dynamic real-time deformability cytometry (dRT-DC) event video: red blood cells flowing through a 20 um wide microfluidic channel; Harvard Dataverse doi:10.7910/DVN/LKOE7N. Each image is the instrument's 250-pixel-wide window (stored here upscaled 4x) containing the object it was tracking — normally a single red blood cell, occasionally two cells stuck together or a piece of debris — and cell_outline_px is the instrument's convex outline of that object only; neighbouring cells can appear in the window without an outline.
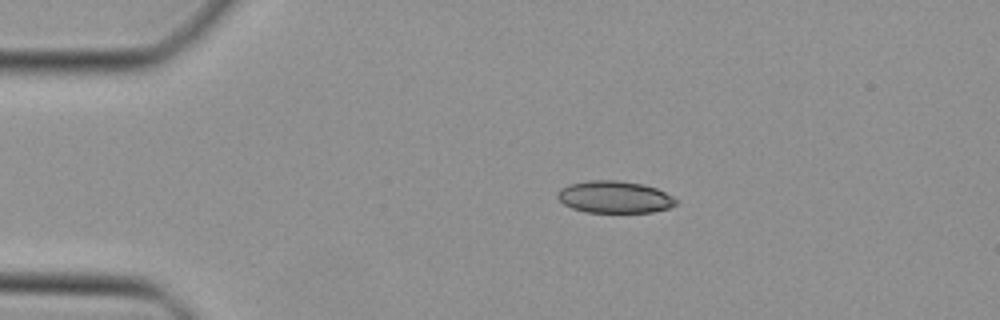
{"species": "Egyptian fruit bat (a non-hibernating species)", "species_latin": "Rousettus aegyptiacus", "temperature_condition": "cold", "stored_images_in_passage": 11, "camera_frame_rate_fps": 3000, "um_per_image_px": 0.085, "animal": {"sex": "female"}, "frame": {"image": 1, "passage_image": 1, "time_ms": 0.0, "image_size_px": [1000, 320], "cell_outline_px": [[680, 200], [676, 204], [668, 208], [652, 212], [584, 212], [572, 208], [564, 204], [556, 196], [560, 188], [568, 184], [588, 180], [616, 180], [644, 184], [656, 188]], "centroid_in_image_um": [52.23, 16.74], "position_along_channel_um": 32.8, "area_um2": 22.25}}
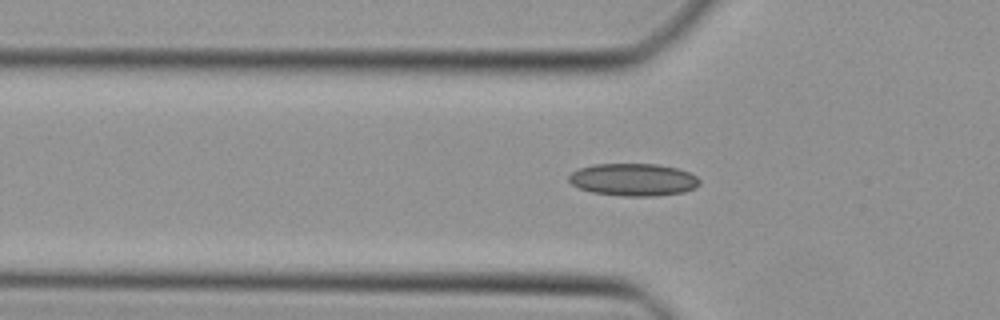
{"frame": {"image": 2, "passage_image": 7, "time_ms": 2.0, "image_size_px": [1000, 320], "cell_outline_px": [[700, 184], [696, 188], [684, 192], [652, 196], [624, 196], [592, 192], [580, 188], [572, 184], [568, 180], [568, 176], [572, 172], [580, 168], [596, 164], [660, 164], [676, 168], [688, 172], [696, 176], [700, 180]], "centroid_in_image_um": [53.86, 15.27], "position_along_channel_um": 71.9, "area_um2": 24.68}}